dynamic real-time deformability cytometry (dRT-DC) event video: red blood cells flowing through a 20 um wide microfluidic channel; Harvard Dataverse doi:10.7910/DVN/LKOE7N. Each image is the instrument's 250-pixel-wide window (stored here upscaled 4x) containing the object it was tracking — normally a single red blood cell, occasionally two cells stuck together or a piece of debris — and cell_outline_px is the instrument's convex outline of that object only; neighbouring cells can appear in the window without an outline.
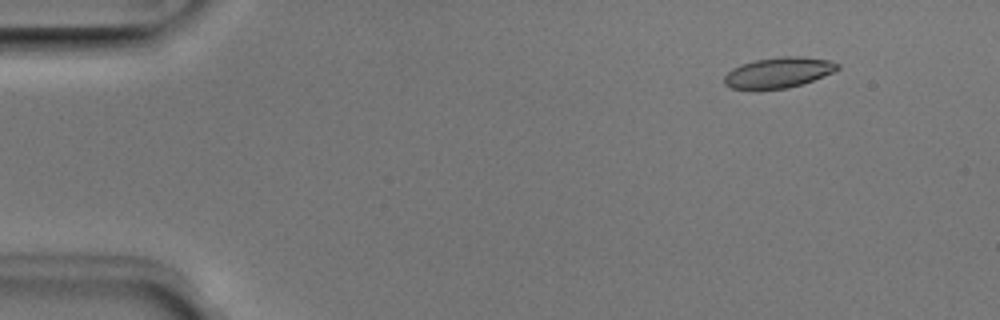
{"species": "Egyptian fruit bat (a non-hibernating species)", "species_latin": "Rousettus aegyptiacus", "temperature_condition": "room temperature", "stored_images_in_passage": 51, "camera_frame_rate_fps": 3000, "um_per_image_px": 0.085, "animal": {"sex": "male"}, "frame": {"image": 1, "passage_image": 6, "time_ms": 1.667, "image_size_px": [1000, 320], "cell_outline_px": [[840, 68], [832, 72], [812, 80], [788, 88], [732, 88], [724, 84], [724, 76], [732, 68], [740, 64], [756, 60], [784, 56], [796, 56], [828, 60], [840, 64]], "centroid_in_image_um": [66.16, 6.15], "position_along_channel_um": 18.8, "area_um2": 19.65}}
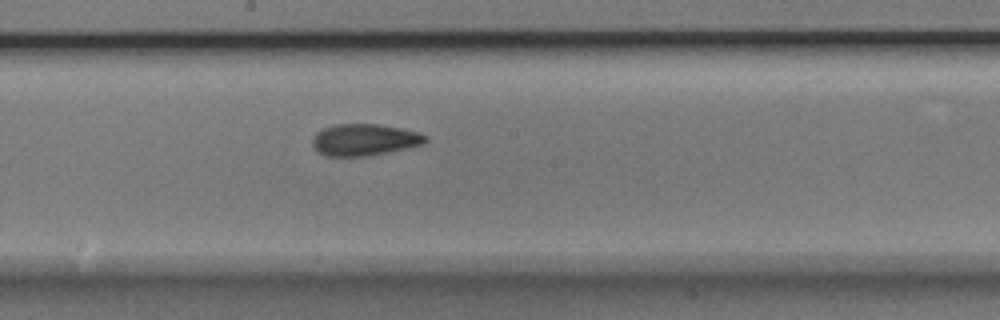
{"frame": {"image": 2, "passage_image": 28, "time_ms": 9.0, "image_size_px": [1000, 320], "cell_outline_px": [[428, 140], [424, 144], [408, 148], [368, 156], [324, 156], [316, 152], [312, 144], [312, 140], [316, 132], [324, 128], [336, 124], [376, 124], [404, 128], [420, 132], [428, 136]], "centroid_in_image_um": [31.0, 11.88], "position_along_channel_um": 217.2, "area_um2": 21.21}}
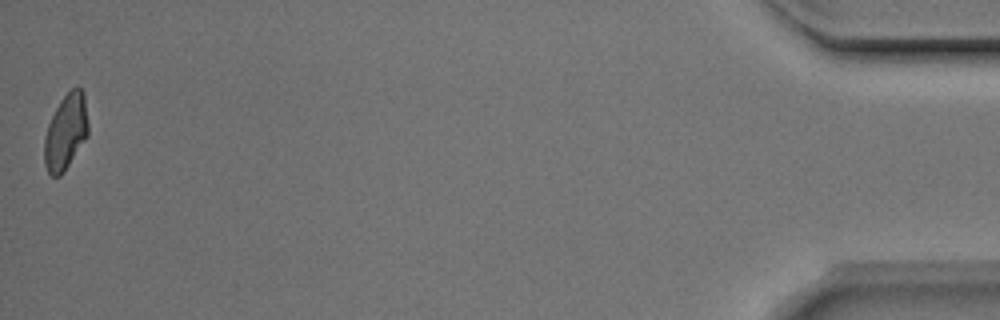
{"frame": {"image": 3, "passage_image": 51, "time_ms": 16.667, "image_size_px": [1000, 320], "cell_outline_px": [[88, 136], [64, 172], [60, 176], [52, 176], [48, 172], [44, 164], [44, 136], [48, 124], [60, 100], [76, 84], [84, 92], [88, 124]], "centroid_in_image_um": [5.59, 11.21], "position_along_channel_um": 429.6, "area_um2": 19.48}, "authors_computed_cell_mechanics": {"area_um2": 20.1144, "velocity_mm_per_s": 4.0062, "shape_relaxation_time_tau1_ms": 5.1643, "shape_relaxation_time_tau2_ms": 1.7321, "deformation_change_tau1": 0.1389, "deformation_change_tau2": 0.0624}}